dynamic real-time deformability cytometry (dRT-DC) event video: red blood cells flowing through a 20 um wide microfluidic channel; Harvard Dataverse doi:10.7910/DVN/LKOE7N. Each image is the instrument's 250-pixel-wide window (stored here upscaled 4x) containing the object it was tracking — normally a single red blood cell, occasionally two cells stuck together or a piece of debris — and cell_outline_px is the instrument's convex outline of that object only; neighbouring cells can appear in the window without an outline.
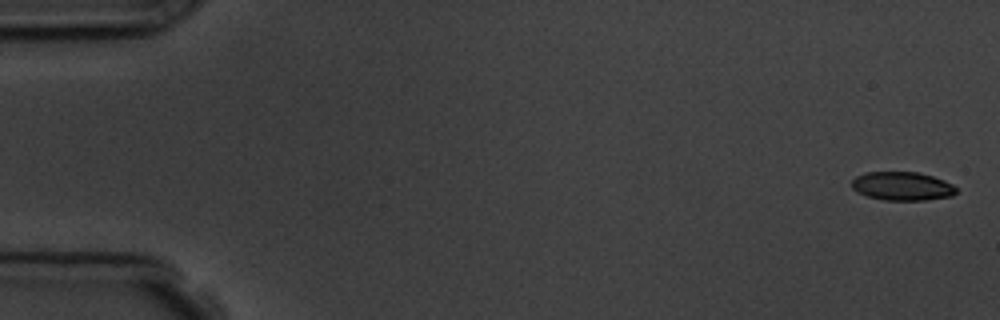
{"species": "common noctule bat (a hibernating species)", "species_latin": "Nyctalus noctula", "temperature_condition": "room temperature", "stored_images_in_passage": 10, "camera_frame_rate_fps": 3000, "um_per_image_px": 0.085, "animal": {"sex": "male", "body_mass_g": 19.5, "forearm_length_mm": 54.6}, "frame": {"image": 1, "passage_image": 1, "time_ms": 0.0, "image_size_px": [1000, 320], "cell_outline_px": [[956, 192], [952, 196], [924, 200], [884, 200], [868, 196], [856, 192], [852, 188], [852, 180], [856, 176], [864, 172], [916, 172], [932, 176], [944, 180], [952, 184], [956, 188]], "centroid_in_image_um": [76.67, 15.82], "position_along_channel_um": 8.3, "area_um2": 17.4}}
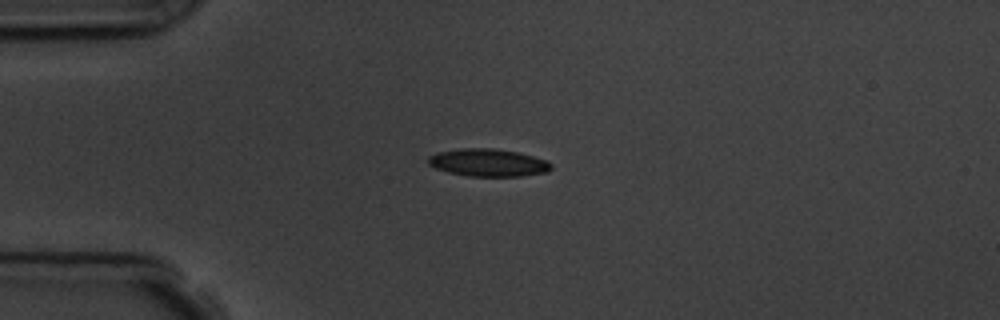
{"frame": {"image": 2, "passage_image": 5, "time_ms": 4.333, "image_size_px": [1000, 320], "cell_outline_px": [[552, 168], [548, 172], [520, 176], [468, 176], [448, 172], [436, 168], [428, 164], [428, 156], [436, 152], [460, 148], [492, 148], [516, 152], [548, 160], [552, 164]], "centroid_in_image_um": [41.49, 13.82], "position_along_channel_um": 43.5, "area_um2": 19.83}}